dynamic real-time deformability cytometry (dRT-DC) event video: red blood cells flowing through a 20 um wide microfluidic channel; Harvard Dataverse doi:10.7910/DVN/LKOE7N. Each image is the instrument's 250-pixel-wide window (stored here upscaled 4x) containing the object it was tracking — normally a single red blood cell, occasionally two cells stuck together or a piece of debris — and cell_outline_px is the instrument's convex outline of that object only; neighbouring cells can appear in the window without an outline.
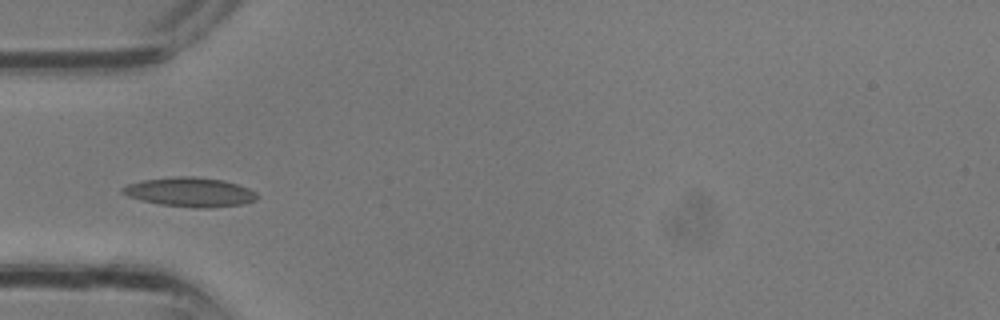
{"species": "common noctule bat (a hibernating species)", "species_latin": "Nyctalus noctula", "temperature_condition": "room temperature", "stored_images_in_passage": 2, "camera_frame_rate_fps": 3000, "um_per_image_px": 0.085, "animal": {"sex": "male", "body_mass_g": 13.3}, "frame": {"image": 1, "passage_image": 2, "time_ms": 0.333, "image_size_px": [1000, 320], "cell_outline_px": [[260, 196], [256, 200], [244, 204], [208, 208], [192, 208], [160, 204], [140, 200], [128, 196], [120, 192], [120, 188], [128, 184], [140, 180], [172, 176], [196, 176], [224, 180], [248, 188], [256, 192]], "centroid_in_image_um": [16.14, 16.32], "position_along_channel_um": 68.9, "area_um2": 23.35}}